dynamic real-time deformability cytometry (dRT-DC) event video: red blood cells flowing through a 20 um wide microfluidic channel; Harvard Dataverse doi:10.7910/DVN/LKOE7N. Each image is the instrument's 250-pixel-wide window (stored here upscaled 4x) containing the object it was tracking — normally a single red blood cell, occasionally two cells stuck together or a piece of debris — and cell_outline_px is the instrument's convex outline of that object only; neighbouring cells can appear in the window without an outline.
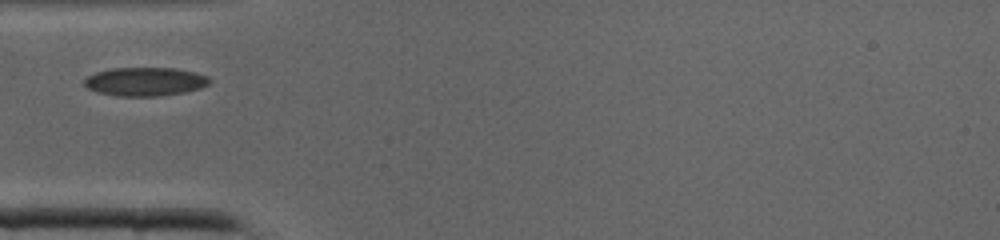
{"species": "common noctule bat (a hibernating species)", "species_latin": "Nyctalus noctula", "temperature_condition": "cold", "stored_images_in_passage": 18, "camera_frame_rate_fps": 3000, "um_per_image_px": 0.085, "animal": {"sex": "male", "body_mass_g": 19.0, "forearm_length_mm": 50.8}, "frame": {"image": 1, "passage_image": 1, "time_ms": 0.0, "image_size_px": [1000, 240], "cell_outline_px": [[212, 80], [208, 84], [200, 88], [184, 92], [160, 96], [116, 96], [96, 92], [88, 88], [84, 84], [84, 80], [88, 76], [96, 72], [112, 68], [176, 68], [196, 72], [208, 76]], "centroid_in_image_um": [12.35, 6.93], "position_along_channel_um": 72.7, "area_um2": 20.98}}
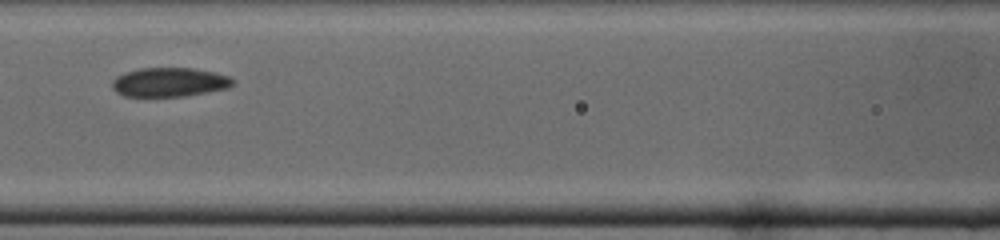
{"frame": {"image": 2, "passage_image": 6, "time_ms": 1.667, "image_size_px": [1000, 240], "cell_outline_px": [[236, 80], [228, 88], [184, 96], [124, 96], [116, 92], [112, 88], [112, 80], [116, 76], [140, 68], [192, 68], [216, 72], [228, 76]], "centroid_in_image_um": [14.4, 6.98], "position_along_channel_um": 152.2, "area_um2": 20.4}}
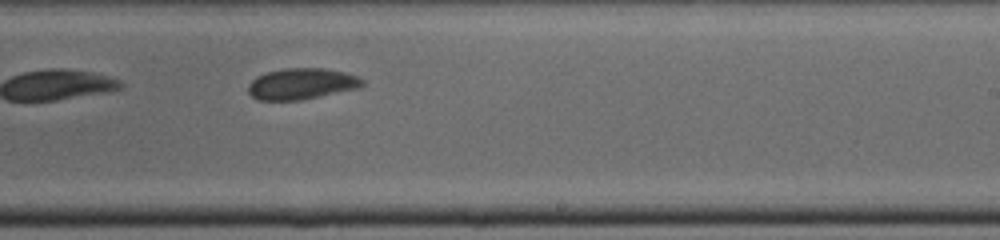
{"frame": {"image": 3, "passage_image": 13, "time_ms": 4.0, "image_size_px": [1000, 240], "cell_outline_px": [[364, 84], [360, 88], [300, 100], [256, 100], [248, 92], [248, 84], [256, 76], [268, 72], [284, 68], [324, 68], [344, 72], [356, 76], [364, 80]], "centroid_in_image_um": [25.63, 7.12], "position_along_channel_um": 263.4, "area_um2": 20.75}}